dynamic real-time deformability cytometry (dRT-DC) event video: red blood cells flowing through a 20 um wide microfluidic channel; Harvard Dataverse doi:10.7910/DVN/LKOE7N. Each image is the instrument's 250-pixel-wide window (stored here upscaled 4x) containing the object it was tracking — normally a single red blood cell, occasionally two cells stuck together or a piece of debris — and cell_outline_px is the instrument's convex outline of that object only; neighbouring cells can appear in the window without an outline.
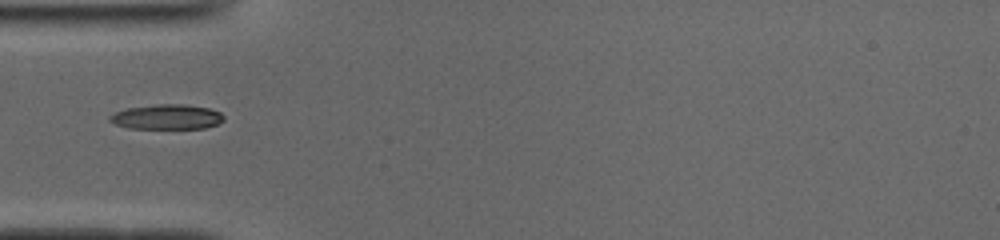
{"species": "common noctule bat (a hibernating species)", "species_latin": "Nyctalus noctula", "temperature_condition": "cold", "stored_images_in_passage": 36, "camera_frame_rate_fps": 3000, "um_per_image_px": 0.085, "animal": {"sex": "male", "body_mass_g": 19.0, "forearm_length_mm": 50.8}, "frame": {"image": 1, "passage_image": 1, "time_ms": 0.0, "image_size_px": [1000, 240], "cell_outline_px": [[224, 120], [216, 124], [204, 128], [128, 128], [116, 124], [108, 120], [108, 116], [124, 108], [156, 104], [184, 104], [208, 108], [220, 112], [224, 116]], "centroid_in_image_um": [14.15, 9.92], "position_along_channel_um": 70.8, "area_um2": 16.53}}
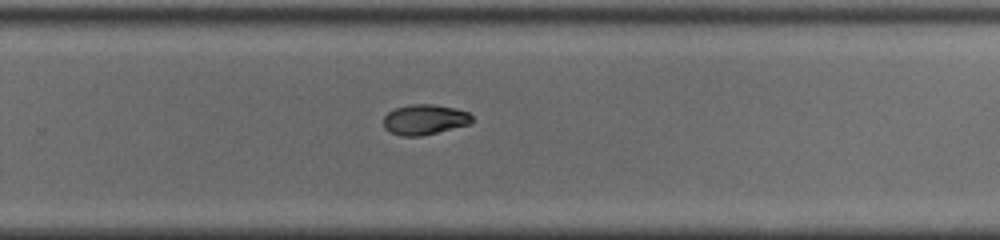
{"frame": {"image": 2, "passage_image": 18, "time_ms": 5.667, "image_size_px": [1000, 240], "cell_outline_px": [[472, 120], [468, 124], [420, 136], [400, 136], [384, 128], [384, 116], [388, 112], [396, 108], [408, 104], [432, 104], [456, 108], [468, 112], [472, 116]], "centroid_in_image_um": [36.07, 10.15], "position_along_channel_um": 293.7, "area_um2": 15.43}}
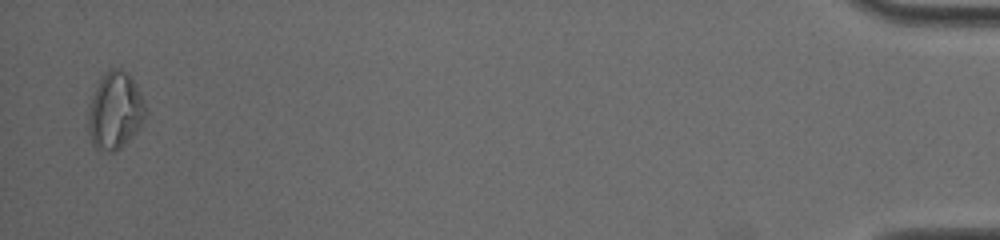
{"frame": {"image": 3, "passage_image": 35, "time_ms": 11.333, "image_size_px": [1000, 240], "cell_outline_px": [[144, 116], [140, 124], [124, 144], [112, 152], [100, 152], [92, 144], [88, 132], [88, 112], [96, 88], [100, 80], [112, 68], [116, 68], [128, 72], [136, 84], [144, 104]], "centroid_in_image_um": [9.74, 9.44], "position_along_channel_um": 425.5, "area_um2": 24.91}}